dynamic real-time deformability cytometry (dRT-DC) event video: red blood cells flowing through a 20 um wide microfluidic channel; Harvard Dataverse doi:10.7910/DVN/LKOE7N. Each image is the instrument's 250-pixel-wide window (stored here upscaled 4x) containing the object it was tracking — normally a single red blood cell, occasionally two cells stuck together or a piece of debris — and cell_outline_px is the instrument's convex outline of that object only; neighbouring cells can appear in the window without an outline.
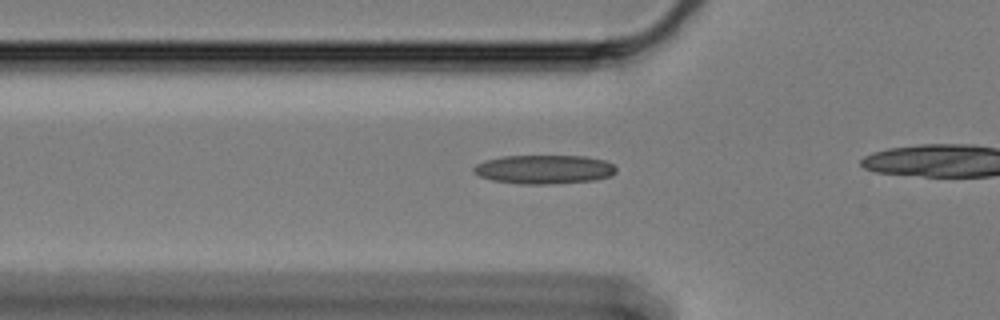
{"species": "Egyptian fruit bat (a non-hibernating species)", "species_latin": "Rousettus aegyptiacus", "temperature_condition": "cold", "stored_images_in_passage": 31, "camera_frame_rate_fps": 3000, "um_per_image_px": 0.085, "animal": {"sex": "female"}, "frame": {"image": 1, "passage_image": 2, "time_ms": 0.333, "image_size_px": [1000, 320], "cell_outline_px": [[616, 172], [608, 176], [592, 180], [548, 184], [520, 184], [492, 180], [480, 176], [472, 172], [472, 168], [476, 164], [484, 160], [504, 156], [584, 156], [604, 160], [612, 164], [616, 168]], "centroid_in_image_um": [46.19, 14.39], "position_along_channel_um": 79.6, "area_um2": 23.87}}
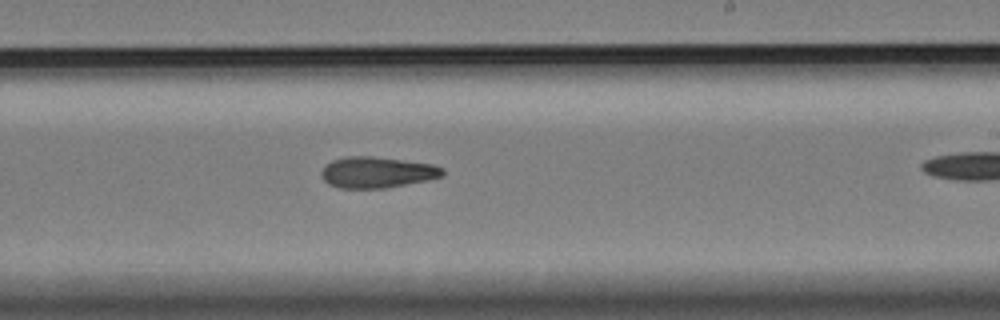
{"frame": {"image": 2, "passage_image": 18, "time_ms": 5.667, "image_size_px": [1000, 320], "cell_outline_px": [[444, 176], [428, 180], [384, 188], [340, 188], [328, 184], [320, 176], [320, 172], [324, 164], [332, 160], [348, 156], [372, 156], [432, 164], [444, 168]], "centroid_in_image_um": [32.02, 14.64], "position_along_channel_um": 257.0, "area_um2": 22.08}}
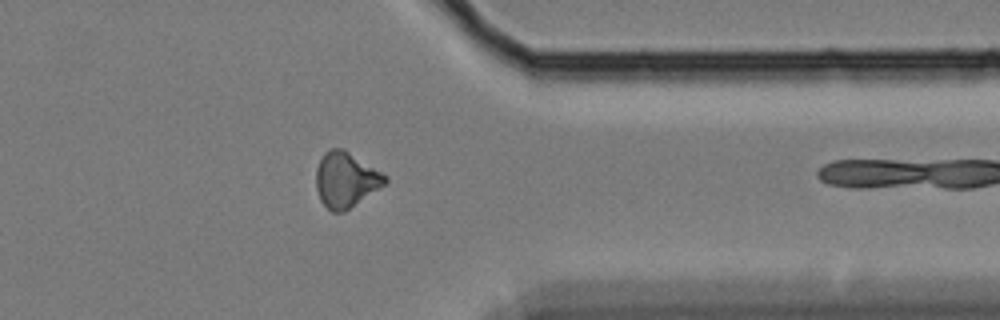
{"frame": {"image": 3, "passage_image": 30, "time_ms": 9.667, "image_size_px": [1000, 320], "cell_outline_px": [[388, 180], [384, 184], [344, 212], [332, 212], [320, 200], [316, 188], [316, 168], [324, 152], [328, 148], [344, 148], [384, 172], [388, 176]], "centroid_in_image_um": [29.39, 15.24], "position_along_channel_um": 382.0, "area_um2": 22.37}}